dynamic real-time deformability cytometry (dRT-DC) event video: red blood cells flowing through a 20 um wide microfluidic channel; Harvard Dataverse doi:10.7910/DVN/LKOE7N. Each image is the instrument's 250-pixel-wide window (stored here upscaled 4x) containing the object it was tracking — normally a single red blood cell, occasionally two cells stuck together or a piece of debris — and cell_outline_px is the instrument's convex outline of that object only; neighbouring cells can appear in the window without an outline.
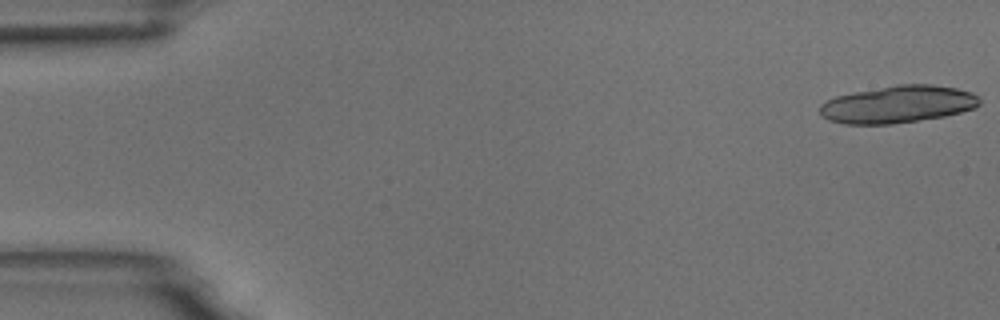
{"species": "common noctule bat (a hibernating species)", "species_latin": "Nyctalus noctula", "temperature_condition": "room temperature", "stored_images_in_passage": 20, "camera_frame_rate_fps": 3000, "um_per_image_px": 0.085, "animal": {"sex": "male", "body_mass_g": 18.8}, "frame": {"image": 1, "passage_image": 1, "time_ms": 0.0, "image_size_px": [1000, 320], "cell_outline_px": [[980, 104], [976, 108], [944, 116], [892, 124], [844, 124], [828, 120], [820, 116], [820, 104], [836, 96], [896, 84], [932, 84], [956, 88], [972, 92], [980, 96]], "centroid_in_image_um": [76.34, 8.86], "position_along_channel_um": 8.7, "area_um2": 34.8}}